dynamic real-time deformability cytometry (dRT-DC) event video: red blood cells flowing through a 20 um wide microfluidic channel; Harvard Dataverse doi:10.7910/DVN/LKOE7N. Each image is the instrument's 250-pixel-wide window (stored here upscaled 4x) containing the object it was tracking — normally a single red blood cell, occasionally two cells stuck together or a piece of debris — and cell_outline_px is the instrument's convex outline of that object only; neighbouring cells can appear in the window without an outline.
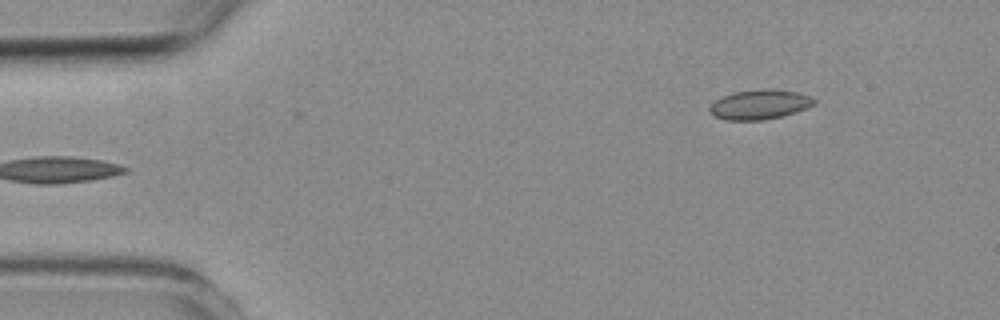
{"species": "common noctule bat (a hibernating species)", "species_latin": "Nyctalus noctula", "temperature_condition": "room temperature", "stored_images_in_passage": 2, "camera_frame_rate_fps": 3000, "um_per_image_px": 0.085, "animal": {"sex": "female", "body_mass_g": 19.3, "forearm_length_mm": 54.1}, "frame": {"image": 1, "passage_image": 2, "time_ms": 1.333, "image_size_px": [1000, 320], "cell_outline_px": [[816, 104], [796, 112], [784, 116], [764, 120], [724, 120], [716, 116], [708, 108], [720, 96], [732, 92], [800, 92], [812, 96], [816, 100]], "centroid_in_image_um": [64.59, 8.94], "position_along_channel_um": 20.4, "area_um2": 17.34}}